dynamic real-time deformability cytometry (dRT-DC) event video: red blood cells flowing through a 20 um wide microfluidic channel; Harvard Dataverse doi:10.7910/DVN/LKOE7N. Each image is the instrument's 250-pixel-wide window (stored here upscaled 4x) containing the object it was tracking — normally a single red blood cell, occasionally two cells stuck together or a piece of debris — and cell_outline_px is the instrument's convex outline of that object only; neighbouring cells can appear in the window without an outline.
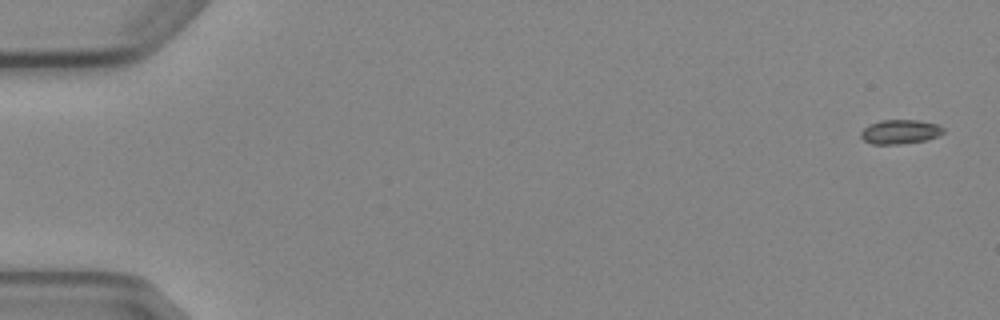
{"species": "Egyptian fruit bat (a non-hibernating species)", "species_latin": "Rousettus aegyptiacus", "temperature_condition": "cold", "stored_images_in_passage": 4, "segment_of_instrument_passage": [2, 2], "camera_frame_rate_fps": 3000, "um_per_image_px": 0.085, "animal": {"sex": "female"}, "frame": {"image": 1, "passage_image": 4, "time_ms": 3.333, "image_size_px": [1000, 320], "cell_outline_px": [[944, 132], [928, 140], [900, 144], [872, 144], [864, 140], [860, 136], [860, 132], [864, 128], [880, 120], [916, 120], [936, 124], [944, 128]], "centroid_in_image_um": [76.5, 11.21], "position_along_channel_um": 8.5, "area_um2": 11.56}}